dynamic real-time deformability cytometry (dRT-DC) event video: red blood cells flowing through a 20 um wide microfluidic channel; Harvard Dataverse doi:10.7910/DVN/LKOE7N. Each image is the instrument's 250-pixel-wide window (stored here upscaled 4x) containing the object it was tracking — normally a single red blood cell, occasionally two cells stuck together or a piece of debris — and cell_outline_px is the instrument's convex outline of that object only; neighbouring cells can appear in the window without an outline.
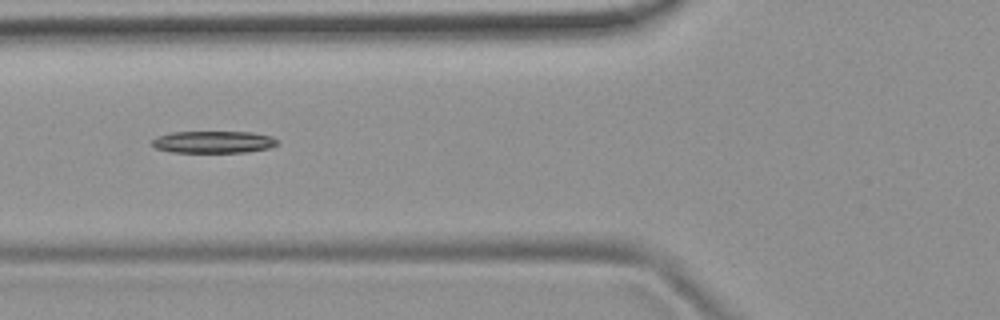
{"species": "common noctule bat (a hibernating species)", "species_latin": "Nyctalus noctula", "temperature_condition": "room temperature", "stored_images_in_passage": 8, "camera_frame_rate_fps": 3000, "um_per_image_px": 0.085, "animal": {"sex": "female", "body_mass_g": 19.9}, "frame": {"image": 1, "passage_image": 4, "time_ms": 4.333, "image_size_px": [1000, 320], "cell_outline_px": [[280, 144], [268, 148], [248, 152], [172, 152], [156, 148], [152, 144], [152, 140], [160, 136], [172, 132], [252, 132], [272, 136], [280, 140]], "centroid_in_image_um": [18.23, 12.07], "position_along_channel_um": 107.6, "area_um2": 16.13}}
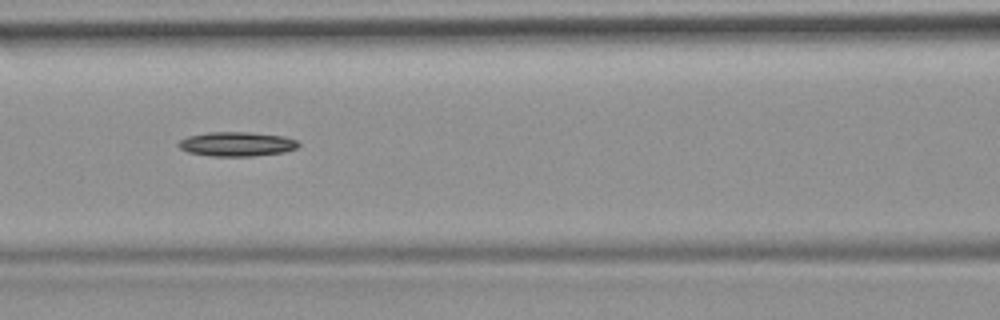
{"frame": {"image": 2, "passage_image": 5, "time_ms": 5.333, "image_size_px": [1000, 320], "cell_outline_px": [[300, 144], [296, 148], [284, 152], [252, 156], [212, 156], [188, 152], [180, 148], [176, 144], [180, 140], [188, 136], [208, 132], [252, 132], [284, 136], [296, 140]], "centroid_in_image_um": [20.12, 12.24], "position_along_channel_um": 146.5, "area_um2": 17.05}}
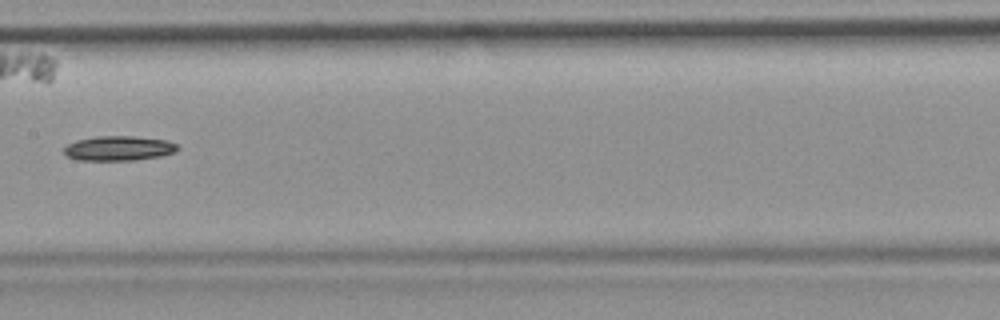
{"frame": {"image": 3, "passage_image": 6, "time_ms": 6.667, "image_size_px": [1000, 320], "cell_outline_px": [[180, 148], [176, 152], [160, 156], [136, 160], [76, 160], [64, 156], [64, 148], [68, 144], [76, 140], [96, 136], [132, 136], [168, 140], [176, 144]], "centroid_in_image_um": [10.08, 12.61], "position_along_channel_um": 197.3, "area_um2": 16.53}}